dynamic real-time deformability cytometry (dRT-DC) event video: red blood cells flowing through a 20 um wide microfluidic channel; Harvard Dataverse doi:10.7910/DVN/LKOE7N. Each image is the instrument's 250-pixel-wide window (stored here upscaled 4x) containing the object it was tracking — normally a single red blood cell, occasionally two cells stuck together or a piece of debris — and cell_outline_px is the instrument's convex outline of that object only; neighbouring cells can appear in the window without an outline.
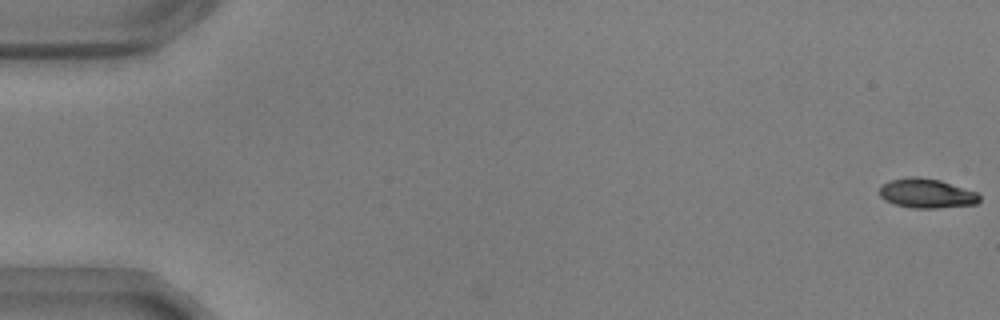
{"species": "common noctule bat (a hibernating species)", "species_latin": "Nyctalus noctula", "temperature_condition": "warm", "stored_images_in_passage": 50, "camera_frame_rate_fps": 3000, "um_per_image_px": 0.085, "animal": {"sex": "male", "body_mass_g": 17.9, "forearm_length_mm": 54.2}, "frame": {"image": 1, "passage_image": 1, "time_ms": 0.0, "image_size_px": [1000, 320], "cell_outline_px": [[980, 200], [976, 204], [936, 208], [912, 208], [896, 204], [884, 200], [880, 196], [880, 184], [888, 180], [908, 176], [916, 176], [940, 180], [976, 192], [980, 196]], "centroid_in_image_um": [78.72, 16.42], "position_along_channel_um": 6.3, "area_um2": 17.22}}
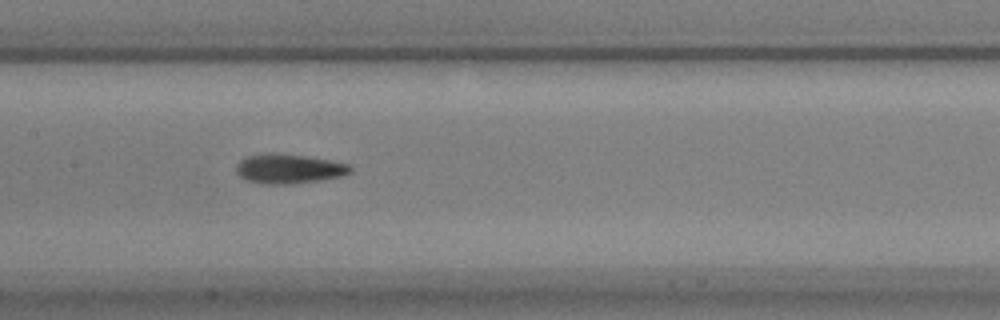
{"frame": {"image": 2, "passage_image": 28, "time_ms": 9.0, "image_size_px": [1000, 320], "cell_outline_px": [[352, 172], [344, 176], [320, 180], [288, 184], [268, 184], [248, 180], [240, 176], [236, 172], [236, 164], [240, 160], [248, 156], [268, 152], [276, 152], [308, 156], [332, 160], [352, 164]], "centroid_in_image_um": [24.61, 14.32], "position_along_channel_um": 182.8, "area_um2": 19.94}}
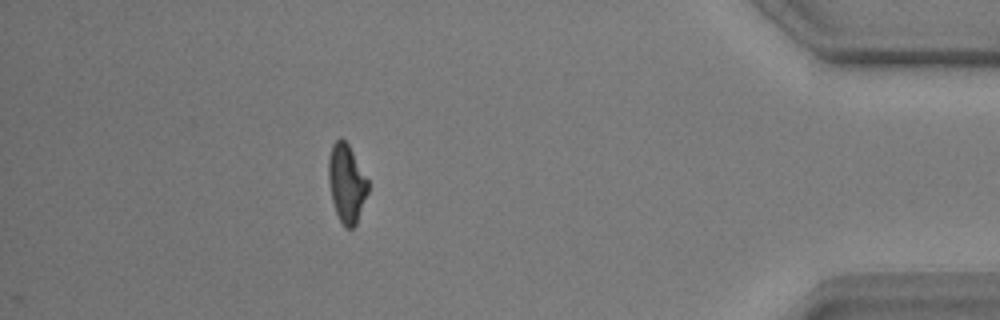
{"frame": {"image": 3, "passage_image": 50, "time_ms": 16.333, "image_size_px": [1000, 320], "cell_outline_px": [[368, 192], [356, 224], [352, 228], [344, 228], [336, 212], [332, 200], [328, 180], [328, 156], [332, 144], [340, 136], [348, 144], [368, 180]], "centroid_in_image_um": [29.44, 15.57], "position_along_channel_um": 405.8, "area_um2": 17.98}, "authors_computed_cell_mechanics": {"area_um2": 18.2359, "velocity_mm_per_s": 3.6561, "shape_relaxation_time_tau1_ms": 4.3835, "shape_relaxation_time_tau2_ms": 4.3034, "deformation_change_tau1": 0.1681, "deformation_change_tau2": 0.1235}}